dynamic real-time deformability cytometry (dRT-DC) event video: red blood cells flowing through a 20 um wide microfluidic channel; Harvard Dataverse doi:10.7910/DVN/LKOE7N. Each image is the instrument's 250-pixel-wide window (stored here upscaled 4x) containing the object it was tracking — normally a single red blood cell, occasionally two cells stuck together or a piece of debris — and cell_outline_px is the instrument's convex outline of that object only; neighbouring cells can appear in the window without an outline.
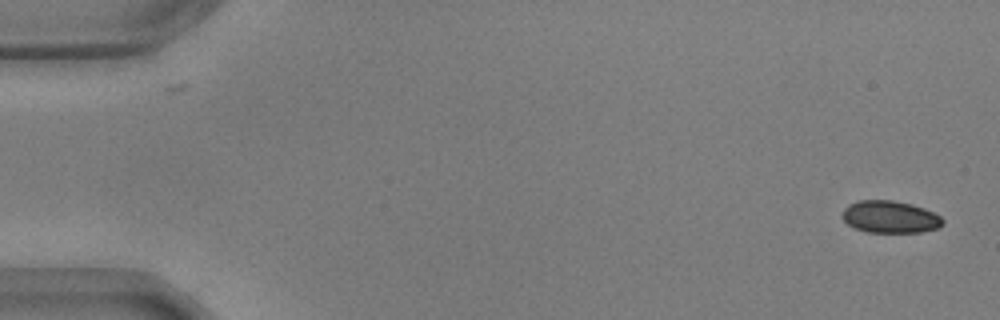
{"species": "common noctule bat (a hibernating species)", "species_latin": "Nyctalus noctula", "temperature_condition": "warm", "stored_images_in_passage": 55, "camera_frame_rate_fps": 3000, "um_per_image_px": 0.085, "animal": {"sex": "male", "body_mass_g": 17.9, "forearm_length_mm": 54.2}, "frame": {"image": 1, "passage_image": 1, "time_ms": 0.0, "image_size_px": [1000, 320], "cell_outline_px": [[944, 224], [940, 228], [920, 232], [868, 232], [856, 228], [848, 224], [840, 216], [844, 208], [848, 204], [860, 200], [892, 200], [912, 204], [924, 208], [940, 216], [944, 220]], "centroid_in_image_um": [75.66, 18.43], "position_along_channel_um": 9.3, "area_um2": 18.96}}
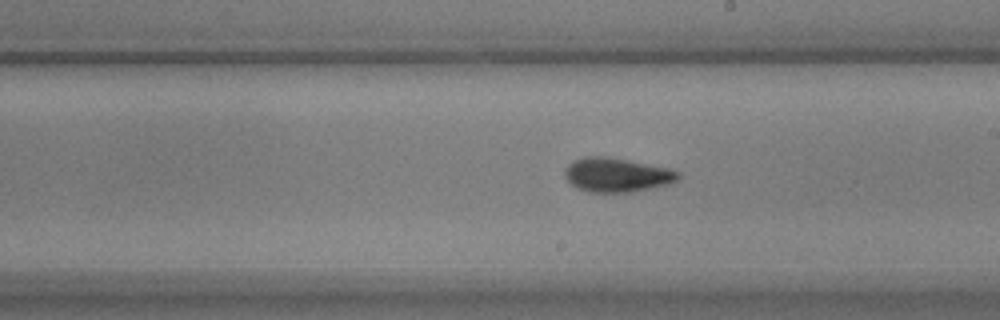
{"frame": {"image": 2, "passage_image": 31, "time_ms": 10.0, "image_size_px": [1000, 320], "cell_outline_px": [[680, 176], [676, 180], [668, 184], [632, 192], [588, 192], [576, 188], [564, 176], [564, 168], [572, 160], [584, 156], [604, 156], [668, 168], [680, 172]], "centroid_in_image_um": [52.37, 14.87], "position_along_channel_um": 236.6, "area_um2": 22.48}}
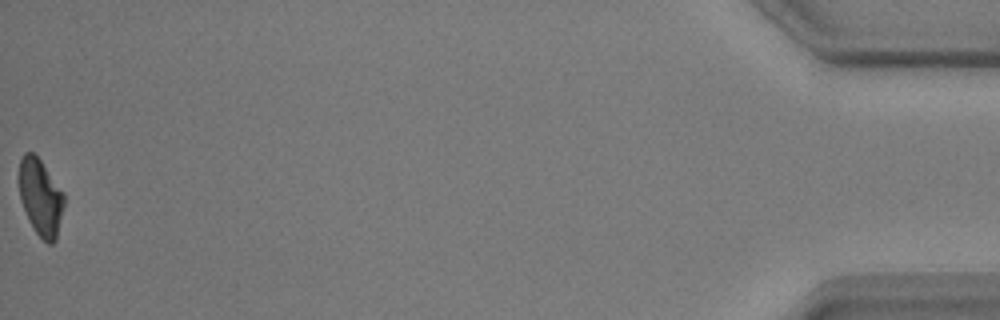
{"frame": {"image": 3, "passage_image": 55, "time_ms": 18.0, "image_size_px": [1000, 320], "cell_outline_px": [[64, 204], [56, 240], [52, 244], [48, 244], [36, 232], [20, 200], [16, 180], [16, 176], [20, 160], [24, 152], [32, 152], [40, 160], [64, 192]], "centroid_in_image_um": [3.41, 16.72], "position_along_channel_um": 431.8, "area_um2": 20.29}, "authors_computed_cell_mechanics": {"area_um2": 20.7502, "velocity_mm_per_s": 3.6352, "shape_relaxation_time_tau1_ms": 2.5862, "shape_relaxation_time_tau2_ms": 1.4585, "deformation_change_tau1": 0.1559, "deformation_change_tau2": 0.0784}}